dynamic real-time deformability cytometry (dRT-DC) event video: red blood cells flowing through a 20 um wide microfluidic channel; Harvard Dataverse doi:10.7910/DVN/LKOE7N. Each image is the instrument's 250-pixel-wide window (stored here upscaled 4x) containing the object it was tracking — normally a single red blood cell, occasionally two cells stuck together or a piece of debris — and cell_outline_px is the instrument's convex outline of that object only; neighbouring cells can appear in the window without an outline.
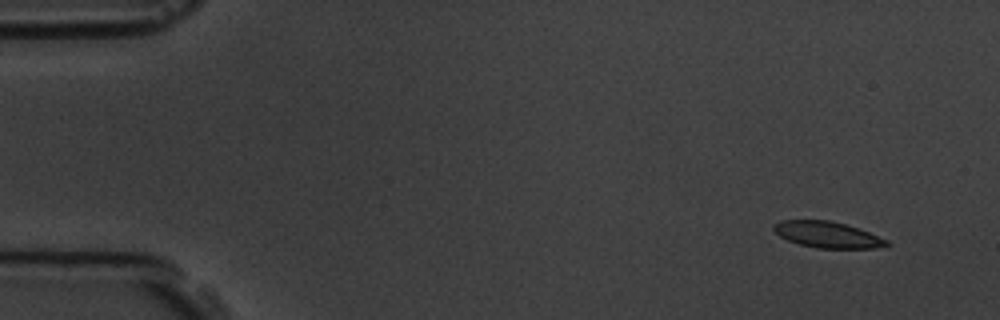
{"species": "common noctule bat (a hibernating species)", "species_latin": "Nyctalus noctula", "temperature_condition": "room temperature", "stored_images_in_passage": 10, "camera_frame_rate_fps": 3000, "um_per_image_px": 0.085, "animal": {"sex": "male", "body_mass_g": 19.5, "forearm_length_mm": 54.6}, "frame": {"image": 1, "passage_image": 1, "time_ms": 0.0, "image_size_px": [1000, 320], "cell_outline_px": [[892, 244], [876, 248], [816, 248], [800, 244], [788, 240], [780, 236], [772, 228], [772, 224], [780, 220], [828, 220], [844, 224], [868, 232], [888, 240]], "centroid_in_image_um": [70.31, 19.95], "position_along_channel_um": 14.7, "area_um2": 17.11}}
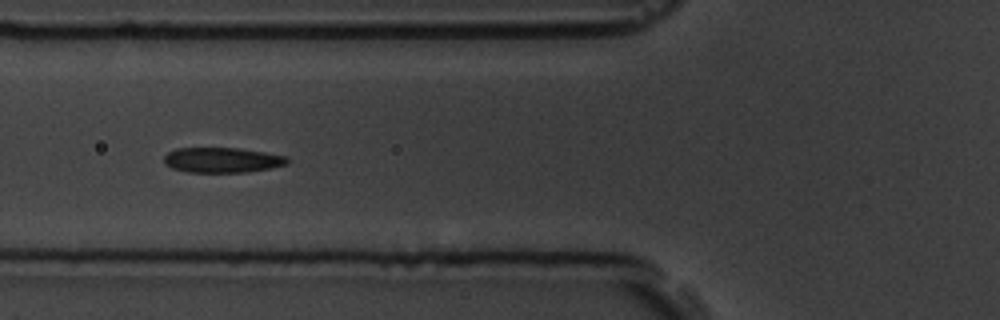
{"frame": {"image": 2, "passage_image": 6, "time_ms": 5.667, "image_size_px": [1000, 320], "cell_outline_px": [[288, 164], [272, 168], [244, 172], [188, 172], [172, 168], [164, 164], [164, 156], [168, 152], [176, 148], [240, 148], [288, 156]], "centroid_in_image_um": [18.89, 13.6], "position_along_channel_um": 106.9, "area_um2": 18.15}}
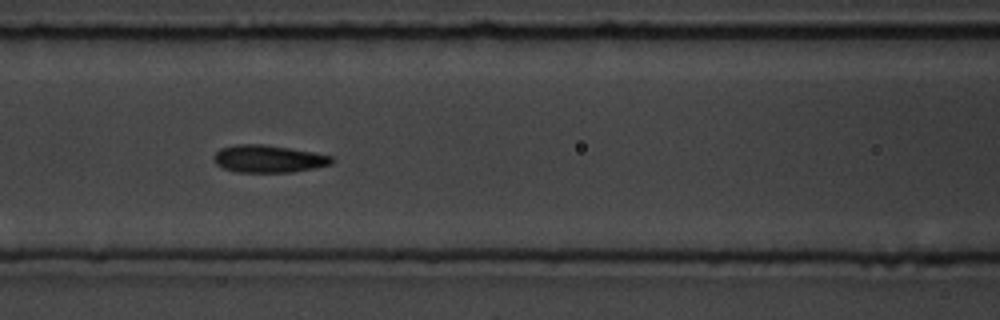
{"frame": {"image": 3, "passage_image": 7, "time_ms": 6.667, "image_size_px": [1000, 320], "cell_outline_px": [[336, 160], [332, 164], [316, 168], [292, 172], [236, 172], [224, 168], [216, 164], [212, 156], [220, 148], [236, 144], [264, 144], [316, 152], [332, 156]], "centroid_in_image_um": [22.85, 13.49], "position_along_channel_um": 143.7, "area_um2": 19.13}}